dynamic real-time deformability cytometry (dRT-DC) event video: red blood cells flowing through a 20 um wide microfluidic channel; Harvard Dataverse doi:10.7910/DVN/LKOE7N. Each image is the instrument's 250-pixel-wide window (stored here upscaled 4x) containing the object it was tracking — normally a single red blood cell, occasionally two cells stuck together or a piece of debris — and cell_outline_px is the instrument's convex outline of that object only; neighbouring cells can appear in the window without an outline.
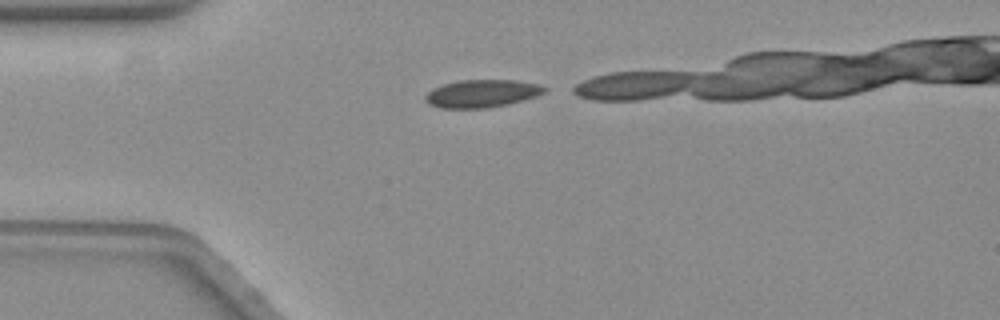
{"species": "common noctule bat (a hibernating species)", "species_latin": "Nyctalus noctula", "temperature_condition": "warm", "stored_images_in_passage": 8, "camera_frame_rate_fps": 3000, "um_per_image_px": 0.085, "animal": {"sex": "female", "body_mass_g": 19.3, "forearm_length_mm": 54.1}, "frame": {"image": 1, "passage_image": 1, "time_ms": 0.0, "image_size_px": [1000, 320], "cell_outline_px": [[548, 88], [544, 92], [536, 96], [508, 104], [488, 108], [440, 108], [428, 104], [424, 100], [424, 96], [432, 88], [444, 84], [460, 80], [516, 80], [540, 84]], "centroid_in_image_um": [40.94, 7.95], "position_along_channel_um": 44.1, "area_um2": 19.36}}